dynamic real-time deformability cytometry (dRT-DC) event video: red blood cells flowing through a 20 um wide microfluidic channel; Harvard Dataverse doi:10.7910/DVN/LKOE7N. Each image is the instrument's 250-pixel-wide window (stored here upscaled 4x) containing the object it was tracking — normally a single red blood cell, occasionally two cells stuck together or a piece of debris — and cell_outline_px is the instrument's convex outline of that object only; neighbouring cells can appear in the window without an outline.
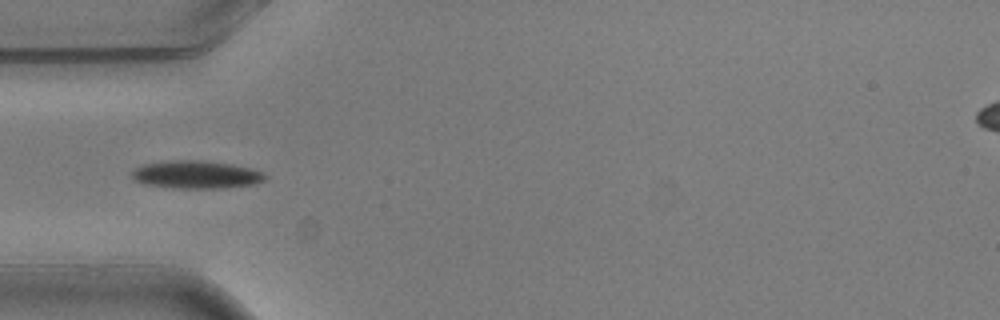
{"species": "common noctule bat (a hibernating species)", "species_latin": "Nyctalus noctula", "temperature_condition": "warm", "stored_images_in_passage": 3, "camera_frame_rate_fps": 3000, "um_per_image_px": 0.085, "animal": {"sex": "male", "body_mass_g": 20.5, "forearm_length_mm": 52.5}, "frame": {"image": 1, "passage_image": 1, "time_ms": 0.0, "image_size_px": [1000, 320], "cell_outline_px": [[268, 176], [264, 180], [252, 184], [228, 188], [172, 188], [144, 184], [136, 180], [132, 176], [132, 172], [136, 168], [144, 164], [168, 160], [200, 160], [232, 164], [264, 172]], "centroid_in_image_um": [16.69, 14.84], "position_along_channel_um": 68.3, "area_um2": 21.62}}
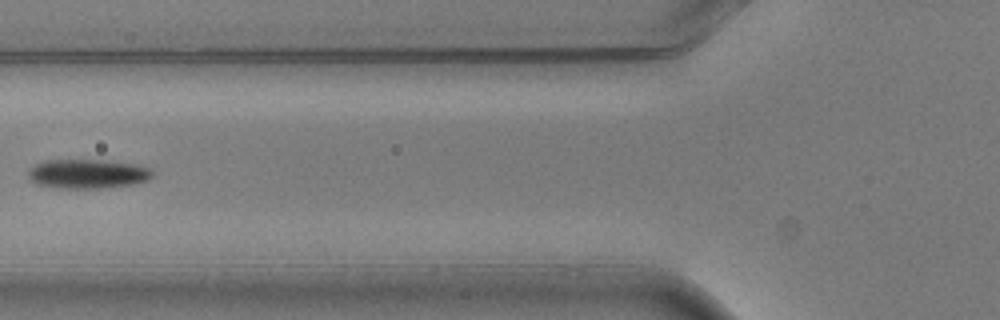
{"frame": {"image": 2, "passage_image": 2, "time_ms": 0.333, "image_size_px": [1000, 320], "cell_outline_px": [[152, 176], [148, 180], [132, 184], [100, 188], [64, 188], [36, 184], [28, 176], [28, 168], [44, 160], [100, 160], [136, 164], [152, 168]], "centroid_in_image_um": [7.44, 14.77], "position_along_channel_um": 118.4, "area_um2": 21.1}}
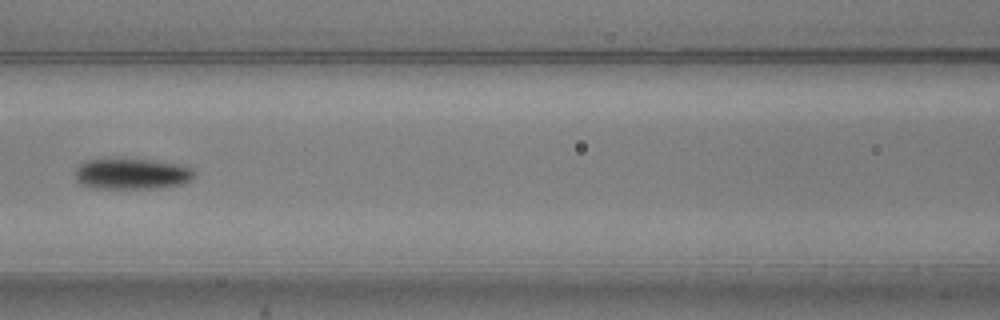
{"frame": {"image": 3, "passage_image": 3, "time_ms": 0.667, "image_size_px": [1000, 320], "cell_outline_px": [[196, 172], [188, 180], [180, 184], [156, 188], [92, 188], [80, 184], [76, 180], [76, 168], [80, 164], [88, 160], [148, 160], [184, 164], [192, 168]], "centroid_in_image_um": [11.21, 14.78], "position_along_channel_um": 155.4, "area_um2": 21.1}}